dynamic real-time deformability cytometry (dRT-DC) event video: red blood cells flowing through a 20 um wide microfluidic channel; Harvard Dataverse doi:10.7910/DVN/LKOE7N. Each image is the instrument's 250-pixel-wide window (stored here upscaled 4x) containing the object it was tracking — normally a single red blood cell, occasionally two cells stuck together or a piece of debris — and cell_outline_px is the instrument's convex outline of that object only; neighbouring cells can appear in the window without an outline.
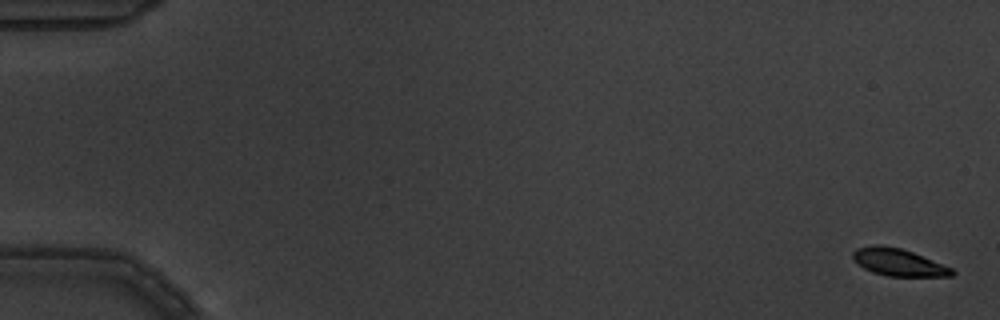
{"species": "common noctule bat (a hibernating species)", "species_latin": "Nyctalus noctula", "temperature_condition": "warm", "stored_images_in_passage": 7, "camera_frame_rate_fps": 3000, "um_per_image_px": 0.085, "animal": {"sex": "male", "body_mass_g": 19.5, "forearm_length_mm": 54.6}, "frame": {"image": 1, "passage_image": 1, "time_ms": 0.0, "image_size_px": [1000, 320], "cell_outline_px": [[956, 272], [952, 276], [888, 276], [872, 272], [864, 268], [852, 256], [852, 252], [856, 248], [876, 244], [880, 244], [900, 248], [912, 252], [952, 268]], "centroid_in_image_um": [76.36, 22.29], "position_along_channel_um": 8.6, "area_um2": 15.55}}